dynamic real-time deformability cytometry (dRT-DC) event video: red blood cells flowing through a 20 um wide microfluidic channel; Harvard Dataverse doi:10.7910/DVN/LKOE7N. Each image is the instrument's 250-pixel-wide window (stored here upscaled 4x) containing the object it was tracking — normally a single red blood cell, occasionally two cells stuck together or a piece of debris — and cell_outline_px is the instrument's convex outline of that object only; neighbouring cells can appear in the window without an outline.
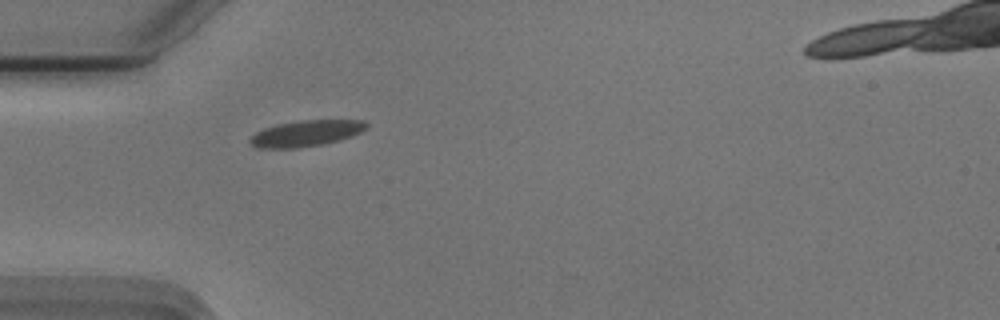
{"species": "Egyptian fruit bat (a non-hibernating species)", "species_latin": "Rousettus aegyptiacus", "temperature_condition": "cold", "stored_images_in_passage": 39, "camera_frame_rate_fps": 3000, "um_per_image_px": 0.085, "animal": {"sex": "male"}, "frame": {"image": 1, "passage_image": 1, "time_ms": 0.0, "image_size_px": [1000, 320], "cell_outline_px": [[368, 128], [360, 132], [324, 144], [292, 148], [260, 148], [252, 144], [248, 140], [256, 132], [264, 128], [280, 124], [300, 120], [364, 120], [368, 124]], "centroid_in_image_um": [26.01, 11.32], "position_along_channel_um": 59.0, "area_um2": 17.34}}
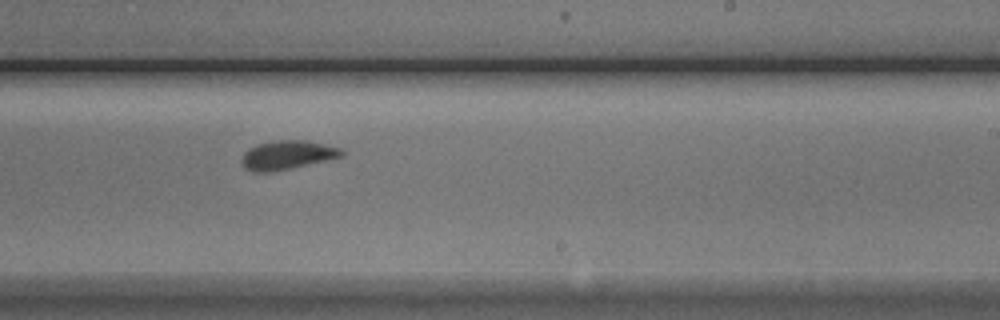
{"frame": {"image": 2, "passage_image": 18, "time_ms": 5.667, "image_size_px": [1000, 320], "cell_outline_px": [[344, 156], [328, 160], [272, 172], [252, 172], [244, 168], [240, 160], [244, 152], [248, 148], [256, 144], [280, 140], [304, 140], [340, 148], [344, 152]], "centroid_in_image_um": [24.37, 13.19], "position_along_channel_um": 264.6, "area_um2": 16.88}}
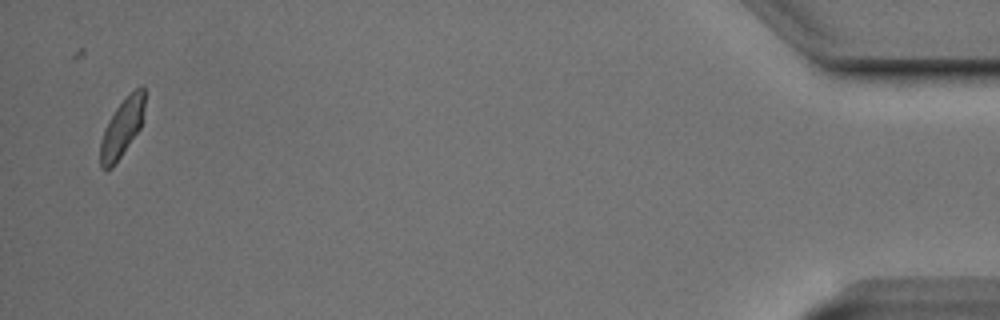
{"frame": {"image": 3, "passage_image": 38, "time_ms": 12.333, "image_size_px": [1000, 320], "cell_outline_px": [[144, 104], [140, 128], [112, 168], [100, 168], [100, 140], [108, 120], [116, 108], [140, 84], [144, 88]], "centroid_in_image_um": [10.35, 10.88], "position_along_channel_um": 424.9, "area_um2": 14.62}, "authors_computed_cell_mechanics": {"area_um2": 16.6464, "velocity_mm_per_s": 3.7011, "shape_relaxation_time_tau1_ms": 2.0306, "shape_relaxation_time_tau2_ms": null, "deformation_change_tau1": 0.0947, "deformation_change_tau2": null}}